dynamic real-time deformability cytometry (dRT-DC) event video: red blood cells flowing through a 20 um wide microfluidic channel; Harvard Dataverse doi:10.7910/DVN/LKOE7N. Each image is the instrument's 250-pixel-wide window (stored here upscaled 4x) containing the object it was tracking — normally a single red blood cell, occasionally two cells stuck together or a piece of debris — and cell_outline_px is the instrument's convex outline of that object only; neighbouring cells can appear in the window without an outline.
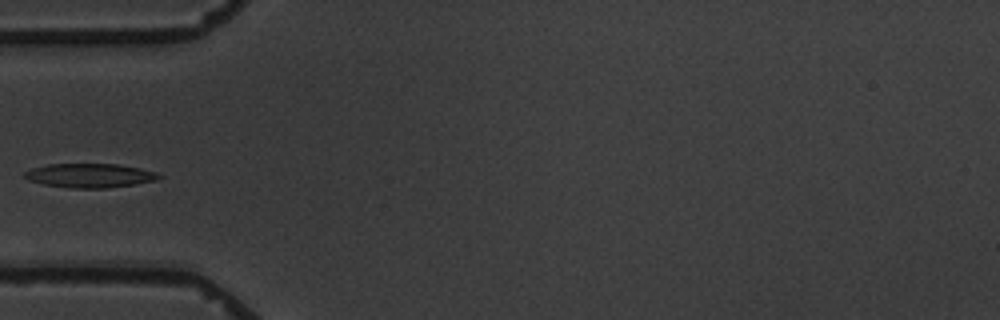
{"species": "common noctule bat (a hibernating species)", "species_latin": "Nyctalus noctula", "temperature_condition": "warm", "stored_images_in_passage": 7, "camera_frame_rate_fps": 3000, "um_per_image_px": 0.085, "animal": {"sex": "male", "body_mass_g": 19.5, "forearm_length_mm": 54.6}, "frame": {"image": 1, "passage_image": 5, "time_ms": 4.667, "image_size_px": [1000, 320], "cell_outline_px": [[164, 176], [156, 180], [136, 184], [104, 188], [68, 188], [44, 184], [28, 180], [24, 176], [24, 172], [32, 168], [48, 164], [116, 164], [140, 168], [156, 172]], "centroid_in_image_um": [7.64, 14.92], "position_along_channel_um": 77.4, "area_um2": 18.84}}
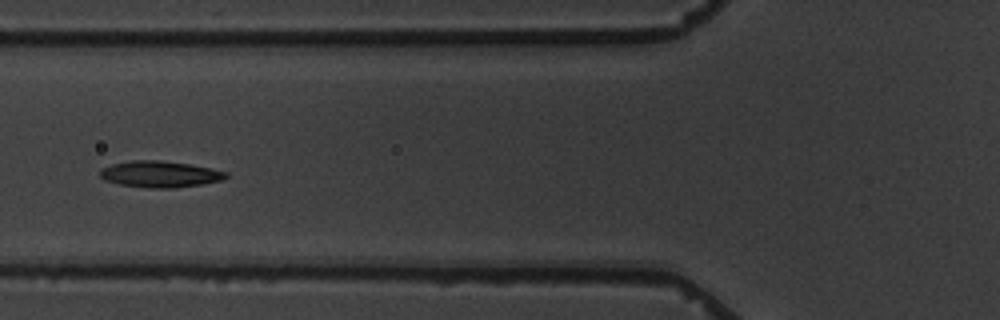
{"frame": {"image": 2, "passage_image": 6, "time_ms": 5.667, "image_size_px": [1000, 320], "cell_outline_px": [[228, 176], [220, 180], [200, 184], [176, 188], [148, 188], [120, 184], [104, 180], [100, 176], [100, 168], [112, 164], [132, 160], [160, 160], [188, 164], [212, 168], [228, 172]], "centroid_in_image_um": [13.57, 14.8], "position_along_channel_um": 112.2, "area_um2": 19.31}}
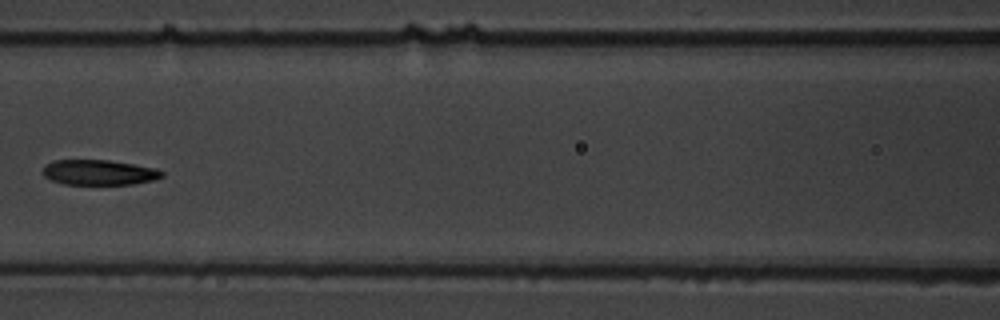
{"frame": {"image": 3, "passage_image": 7, "time_ms": 7.0, "image_size_px": [1000, 320], "cell_outline_px": [[164, 176], [152, 180], [132, 184], [64, 184], [52, 180], [44, 176], [40, 172], [48, 164], [56, 160], [108, 160], [156, 168], [164, 172]], "centroid_in_image_um": [8.42, 14.65], "position_along_channel_um": 158.2, "area_um2": 17.34}}